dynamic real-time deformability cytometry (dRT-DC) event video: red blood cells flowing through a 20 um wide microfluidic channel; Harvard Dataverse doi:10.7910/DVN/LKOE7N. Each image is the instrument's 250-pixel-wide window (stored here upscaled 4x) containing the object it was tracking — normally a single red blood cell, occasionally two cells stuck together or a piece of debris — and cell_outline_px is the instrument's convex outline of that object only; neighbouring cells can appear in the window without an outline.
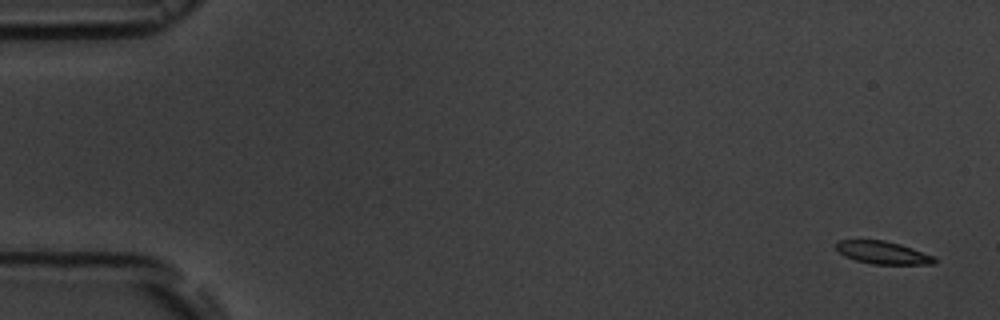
{"species": "common noctule bat (a hibernating species)", "species_latin": "Nyctalus noctula", "temperature_condition": "room temperature", "stored_images_in_passage": 5, "camera_frame_rate_fps": 3000, "um_per_image_px": 0.085, "animal": {"sex": "male", "body_mass_g": 19.5, "forearm_length_mm": 54.6}, "frame": {"image": 1, "passage_image": 1, "time_ms": 0.0, "image_size_px": [1000, 320], "cell_outline_px": [[936, 264], [872, 264], [856, 260], [844, 256], [836, 248], [836, 244], [840, 240], [884, 240], [900, 244], [936, 256]], "centroid_in_image_um": [75.08, 21.48], "position_along_channel_um": 9.9, "area_um2": 13.01}}
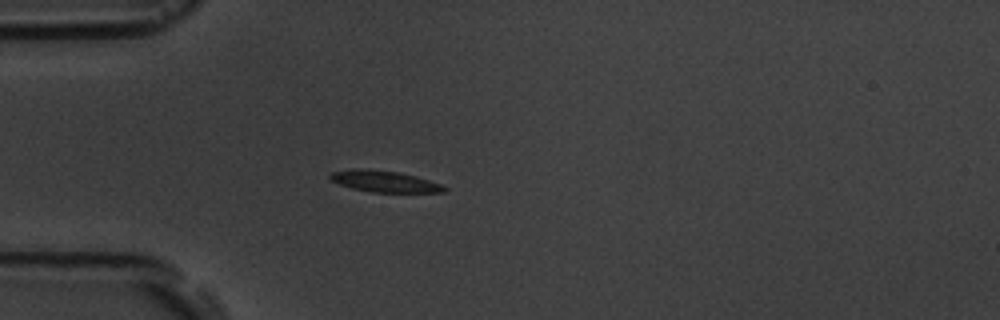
{"frame": {"image": 2, "passage_image": 5, "time_ms": 4.667, "image_size_px": [1000, 320], "cell_outline_px": [[448, 188], [444, 192], [372, 192], [352, 188], [340, 184], [332, 180], [328, 176], [332, 172], [352, 168], [360, 168], [400, 172], [416, 176], [440, 184]], "centroid_in_image_um": [32.66, 15.41], "position_along_channel_um": 52.3, "area_um2": 14.1}}